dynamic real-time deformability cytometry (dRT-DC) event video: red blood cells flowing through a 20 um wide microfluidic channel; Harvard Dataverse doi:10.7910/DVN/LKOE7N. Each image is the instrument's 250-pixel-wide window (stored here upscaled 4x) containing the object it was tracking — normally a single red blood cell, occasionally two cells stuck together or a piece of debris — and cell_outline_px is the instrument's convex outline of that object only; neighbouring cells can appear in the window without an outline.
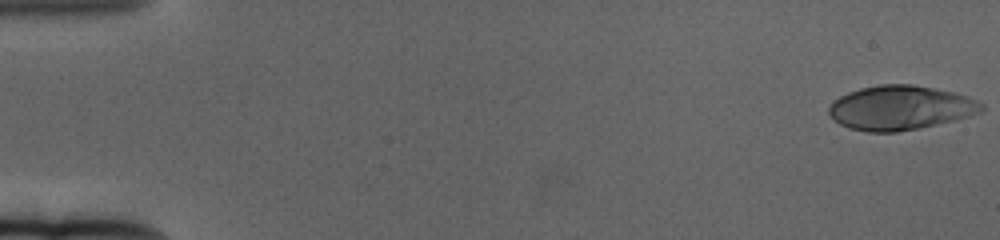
{"species": "human", "species_latin": "Homo sapiens", "temperature_condition": "cold", "stored_images_in_passage": 61, "camera_frame_rate_fps": 3000, "um_per_image_px": 0.085, "donor": {"sex": "female"}, "frame": {"image": 1, "passage_image": 1, "time_ms": 0.0, "image_size_px": [1000, 240], "cell_outline_px": [[984, 108], [980, 112], [956, 120], [920, 128], [896, 132], [868, 132], [848, 128], [840, 124], [828, 112], [828, 108], [840, 96], [848, 92], [860, 88], [880, 84], [912, 84], [952, 92], [968, 96], [984, 104]], "centroid_in_image_um": [76.54, 9.16], "position_along_channel_um": 8.5, "area_um2": 39.3}}
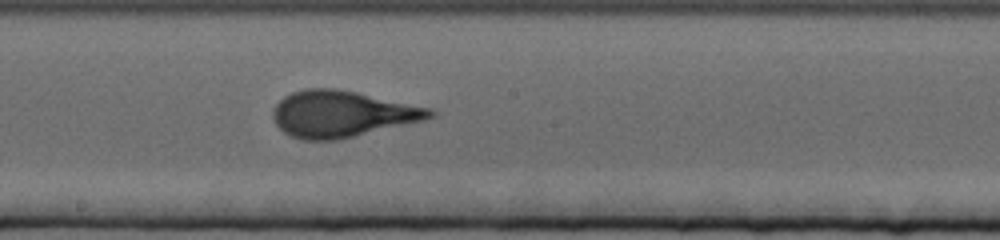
{"frame": {"image": 2, "passage_image": 34, "time_ms": 11.0, "image_size_px": [1000, 240], "cell_outline_px": [[436, 116], [424, 120], [336, 140], [300, 140], [284, 132], [276, 124], [272, 116], [272, 112], [276, 104], [284, 96], [292, 92], [304, 88], [336, 88], [356, 92], [432, 108], [436, 112]], "centroid_in_image_um": [29.06, 9.67], "position_along_channel_um": 219.1, "area_um2": 42.31}}
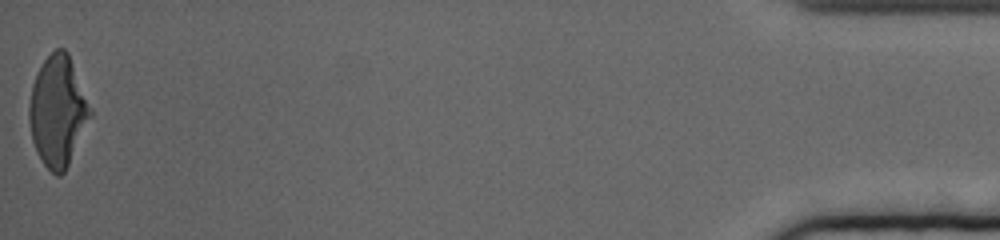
{"frame": {"image": 3, "passage_image": 61, "time_ms": 20.0, "image_size_px": [1000, 240], "cell_outline_px": [[92, 116], [64, 172], [60, 176], [56, 176], [44, 164], [32, 140], [28, 120], [28, 108], [32, 84], [44, 60], [56, 48], [64, 48], [68, 52], [92, 108]], "centroid_in_image_um": [4.92, 9.43], "position_along_channel_um": 430.3, "area_um2": 39.13}, "authors_computed_cell_mechanics": {"area_um2": 40.2866, "velocity_mm_per_s": 3.336, "shape_relaxation_time_tau1_ms": 4.4837, "shape_relaxation_time_tau2_ms": 0.8359, "deformation_change_tau1": 0.2077, "deformation_change_tau2": 0.0897}}